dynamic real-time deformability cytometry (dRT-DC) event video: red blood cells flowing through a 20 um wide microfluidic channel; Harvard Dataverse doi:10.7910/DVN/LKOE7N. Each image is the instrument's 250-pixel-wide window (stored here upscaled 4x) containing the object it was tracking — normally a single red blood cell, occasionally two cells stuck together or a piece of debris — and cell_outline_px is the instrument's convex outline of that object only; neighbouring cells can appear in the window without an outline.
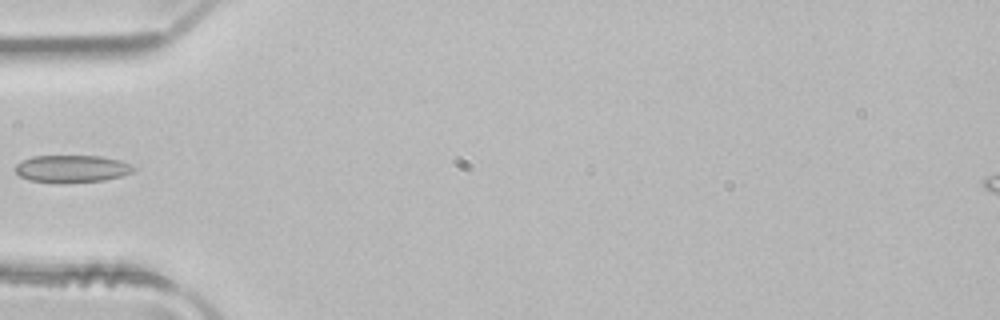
{"species": "common noctule bat (a hibernating species)", "species_latin": "Nyctalus noctula", "temperature_condition": "room temperature", "stored_images_in_passage": 34, "camera_frame_rate_fps": 3000, "um_per_image_px": 0.085, "animal": {"sex": "male", "body_mass_g": 21.5, "forearm_length_mm": 52.0}, "frame": {"image": 1, "passage_image": 1, "time_ms": 0.0, "image_size_px": [1000, 320], "cell_outline_px": [[136, 168], [132, 172], [120, 176], [104, 180], [64, 184], [28, 180], [20, 176], [12, 168], [16, 164], [32, 156], [100, 156], [120, 160], [132, 164]], "centroid_in_image_um": [6.09, 14.35], "position_along_channel_um": 78.9, "area_um2": 19.13}}
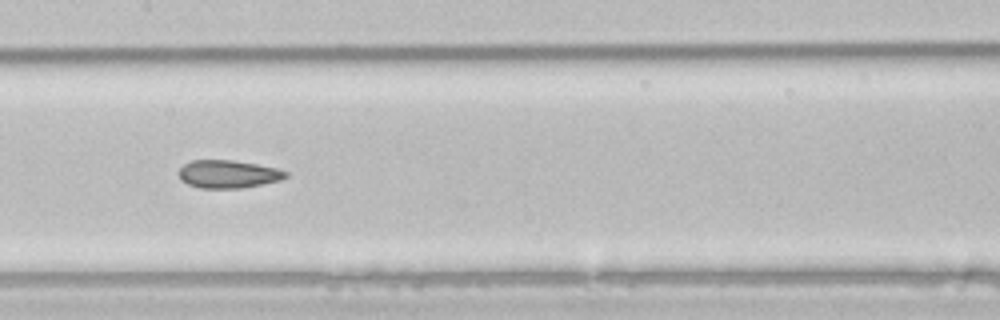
{"frame": {"image": 2, "passage_image": 9, "time_ms": 2.667, "image_size_px": [1000, 320], "cell_outline_px": [[288, 176], [280, 180], [240, 188], [200, 188], [188, 184], [180, 180], [180, 168], [184, 164], [192, 160], [232, 160], [256, 164], [276, 168], [288, 172]], "centroid_in_image_um": [19.38, 14.79], "position_along_channel_um": 188.0, "area_um2": 17.22}}
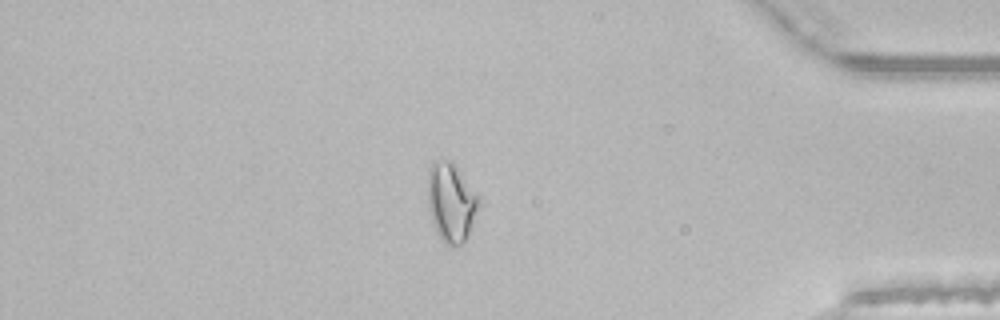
{"frame": {"image": 3, "passage_image": 27, "time_ms": 8.667, "image_size_px": [1000, 320], "cell_outline_px": [[480, 200], [468, 236], [460, 244], [448, 244], [436, 232], [428, 208], [428, 172], [432, 164], [444, 160], [448, 160], [456, 168], [480, 196]], "centroid_in_image_um": [38.34, 17.2], "position_along_channel_um": 396.9, "area_um2": 22.72}}